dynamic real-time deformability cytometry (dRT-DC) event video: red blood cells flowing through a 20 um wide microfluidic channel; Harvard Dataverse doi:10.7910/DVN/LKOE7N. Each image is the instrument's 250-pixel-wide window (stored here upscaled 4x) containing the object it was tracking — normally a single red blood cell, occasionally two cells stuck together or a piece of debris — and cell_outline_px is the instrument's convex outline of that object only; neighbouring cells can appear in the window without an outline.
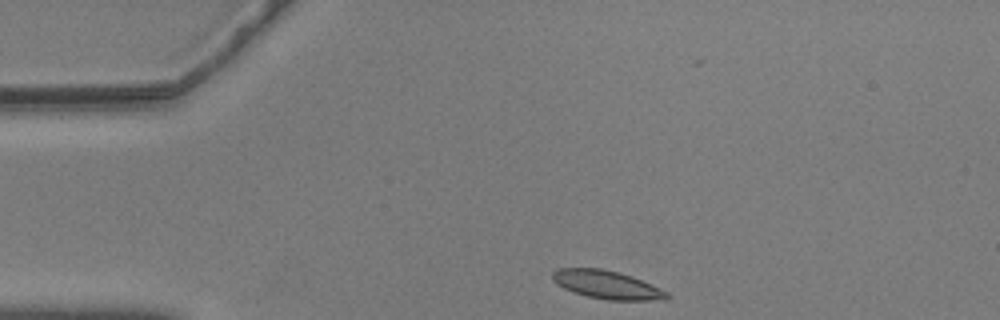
{"species": "common noctule bat (a hibernating species)", "species_latin": "Nyctalus noctula", "temperature_condition": "warm", "stored_images_in_passage": 47, "camera_frame_rate_fps": 3000, "um_per_image_px": 0.085, "animal": {"sex": "male", "body_mass_g": 20.5, "forearm_length_mm": 52.5}, "frame": {"image": 1, "passage_image": 1, "time_ms": 0.0, "image_size_px": [1000, 320], "cell_outline_px": [[672, 296], [668, 300], [608, 300], [588, 296], [564, 288], [556, 284], [552, 280], [552, 272], [556, 268], [600, 268], [620, 272], [632, 276], [668, 292]], "centroid_in_image_um": [51.61, 24.2], "position_along_channel_um": 33.4, "area_um2": 18.9}}
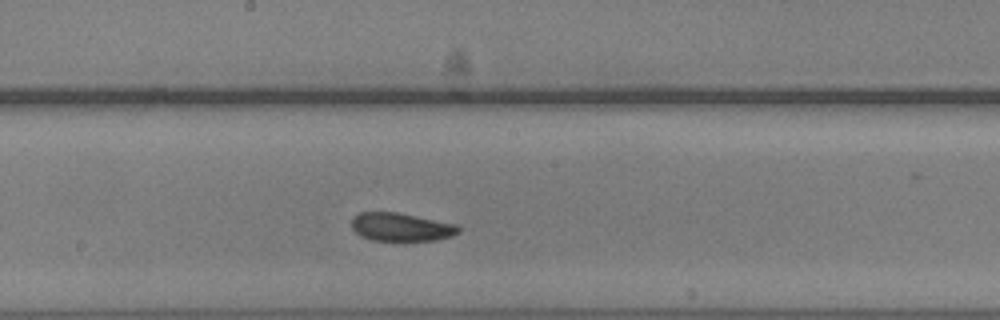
{"frame": {"image": 2, "passage_image": 20, "time_ms": 6.333, "image_size_px": [1000, 320], "cell_outline_px": [[460, 232], [452, 236], [436, 240], [372, 240], [360, 236], [352, 228], [352, 216], [360, 212], [396, 212], [456, 224], [460, 228]], "centroid_in_image_um": [34.08, 19.29], "position_along_channel_um": 214.1, "area_um2": 17.51}}
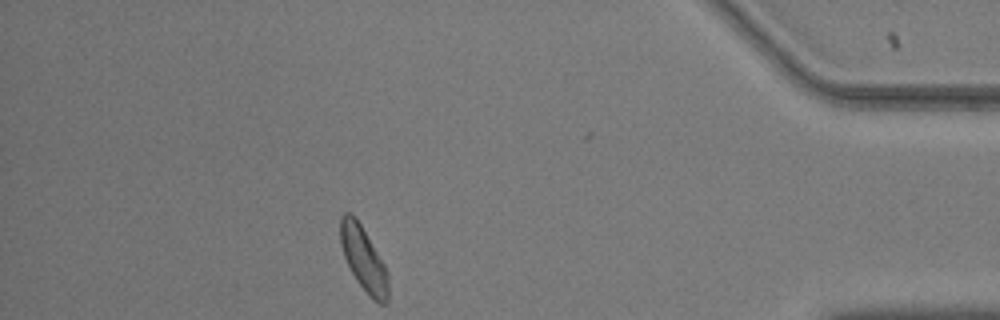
{"frame": {"image": 3, "passage_image": 40, "time_ms": 13.0, "image_size_px": [1000, 320], "cell_outline_px": [[388, 304], [380, 304], [372, 300], [368, 296], [356, 280], [344, 256], [340, 244], [340, 216], [344, 212], [352, 212], [360, 224], [384, 264], [388, 272]], "centroid_in_image_um": [30.9, 22.03], "position_along_channel_um": 404.3, "area_um2": 17.98}, "authors_computed_cell_mechanics": {"area_um2": 18.3226, "velocity_mm_per_s": 3.5319, "shape_relaxation_time_tau1_ms": 3.7699, "shape_relaxation_time_tau2_ms": 2.5861, "deformation_change_tau1": 0.1121, "deformation_change_tau2": 0.0883}}